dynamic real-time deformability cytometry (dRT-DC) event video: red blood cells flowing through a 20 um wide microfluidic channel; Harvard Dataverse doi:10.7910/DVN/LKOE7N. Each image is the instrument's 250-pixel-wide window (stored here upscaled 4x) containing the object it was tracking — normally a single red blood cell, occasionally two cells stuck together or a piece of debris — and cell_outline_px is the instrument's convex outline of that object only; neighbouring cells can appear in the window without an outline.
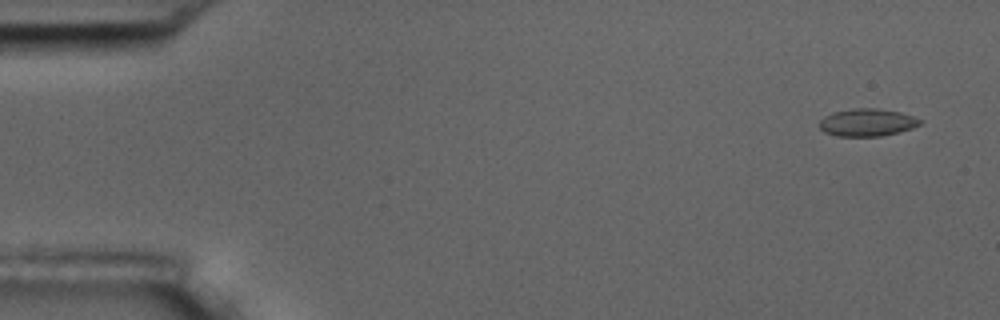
{"species": "common noctule bat (a hibernating species)", "species_latin": "Nyctalus noctula", "temperature_condition": "room temperature", "stored_images_in_passage": 5, "camera_frame_rate_fps": 3000, "um_per_image_px": 0.085, "animal": {"sex": "male", "body_mass_g": 17.5, "forearm_length_mm": 52.3}, "frame": {"image": 1, "passage_image": 1, "time_ms": 0.0, "image_size_px": [1000, 320], "cell_outline_px": [[924, 120], [920, 124], [912, 128], [900, 132], [880, 136], [836, 136], [824, 132], [820, 128], [820, 120], [824, 116], [832, 112], [852, 108], [876, 108], [900, 112]], "centroid_in_image_um": [73.7, 10.4], "position_along_channel_um": 11.3, "area_um2": 16.24}}
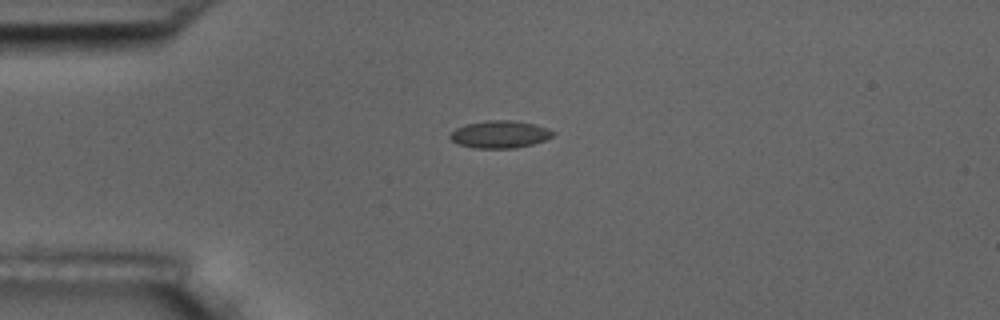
{"frame": {"image": 2, "passage_image": 4, "time_ms": 3.667, "image_size_px": [1000, 320], "cell_outline_px": [[556, 132], [552, 136], [544, 140], [532, 144], [516, 148], [476, 148], [456, 144], [448, 136], [456, 128], [464, 124], [488, 120], [516, 120], [536, 124], [548, 128]], "centroid_in_image_um": [42.49, 11.41], "position_along_channel_um": 42.5, "area_um2": 16.59}}